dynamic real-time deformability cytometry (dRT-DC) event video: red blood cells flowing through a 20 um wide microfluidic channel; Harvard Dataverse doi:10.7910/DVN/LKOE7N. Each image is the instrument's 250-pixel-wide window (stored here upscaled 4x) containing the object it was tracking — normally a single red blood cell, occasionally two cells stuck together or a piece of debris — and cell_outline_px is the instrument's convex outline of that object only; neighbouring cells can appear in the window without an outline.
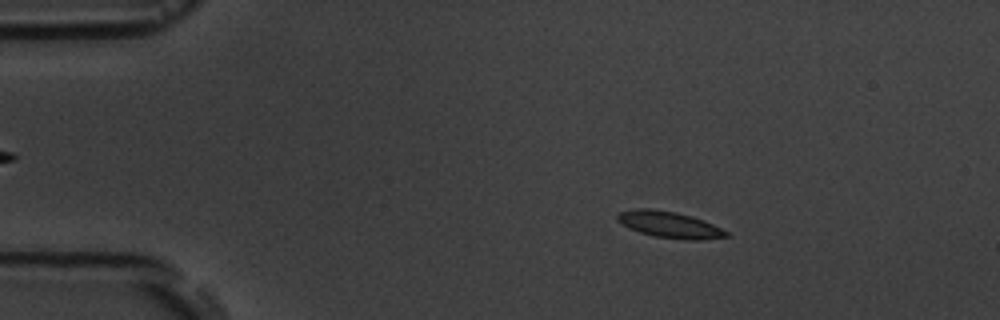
{"species": "common noctule bat (a hibernating species)", "species_latin": "Nyctalus noctula", "temperature_condition": "room temperature", "stored_images_in_passage": 4, "camera_frame_rate_fps": 3000, "um_per_image_px": 0.085, "animal": {"sex": "male", "body_mass_g": 19.5, "forearm_length_mm": 54.6}, "frame": {"image": 1, "passage_image": 2, "time_ms": 1.0, "image_size_px": [1000, 320], "cell_outline_px": [[732, 236], [700, 240], [684, 240], [656, 236], [640, 232], [628, 228], [616, 220], [616, 216], [620, 212], [636, 208], [652, 208], [676, 212], [692, 216], [704, 220], [728, 232]], "centroid_in_image_um": [56.91, 19.09], "position_along_channel_um": 28.1, "area_um2": 16.82}}